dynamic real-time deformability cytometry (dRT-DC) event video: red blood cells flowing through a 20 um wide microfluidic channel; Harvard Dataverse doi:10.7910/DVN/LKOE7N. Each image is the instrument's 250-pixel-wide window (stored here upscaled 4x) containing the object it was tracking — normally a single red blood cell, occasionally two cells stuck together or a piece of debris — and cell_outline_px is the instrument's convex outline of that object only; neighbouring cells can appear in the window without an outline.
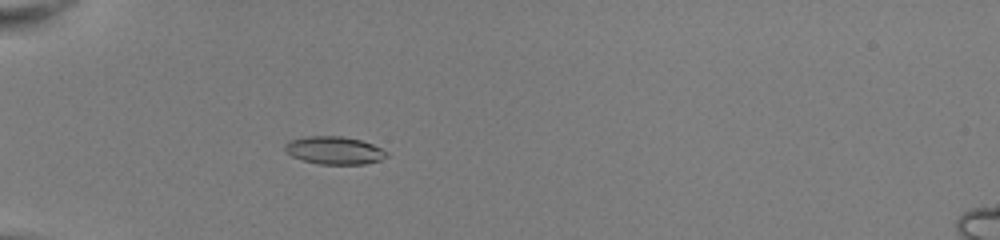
{"species": "common noctule bat (a hibernating species)", "species_latin": "Nyctalus noctula", "temperature_condition": "room temperature", "stored_images_in_passage": 46, "camera_frame_rate_fps": 3000, "um_per_image_px": 0.085, "animal": {"sex": "female", "body_mass_g": 22.0, "forearm_length_mm": 56.7}, "frame": {"image": 1, "passage_image": 12, "time_ms": 3.667, "image_size_px": [1000, 240], "cell_outline_px": [[388, 156], [380, 160], [364, 164], [320, 164], [304, 160], [292, 156], [284, 152], [284, 144], [292, 140], [304, 136], [340, 136], [360, 140], [372, 144], [388, 152]], "centroid_in_image_um": [28.4, 12.78], "position_along_channel_um": 56.6, "area_um2": 16.42}}
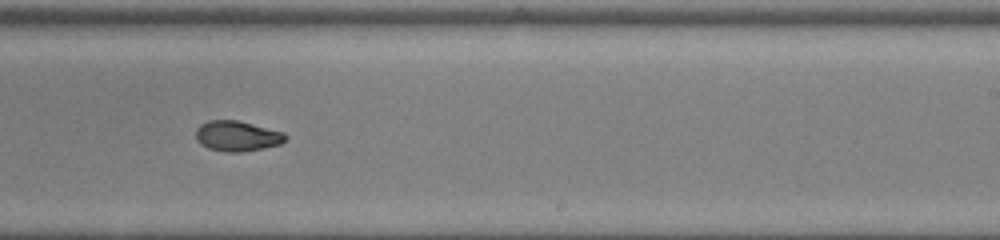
{"frame": {"image": 2, "passage_image": 29, "time_ms": 9.333, "image_size_px": [1000, 240], "cell_outline_px": [[288, 140], [280, 144], [264, 148], [240, 152], [224, 152], [208, 148], [200, 144], [196, 140], [196, 128], [200, 124], [208, 120], [236, 120], [284, 132], [288, 136]], "centroid_in_image_um": [20.16, 11.57], "position_along_channel_um": 268.8, "area_um2": 16.01}}
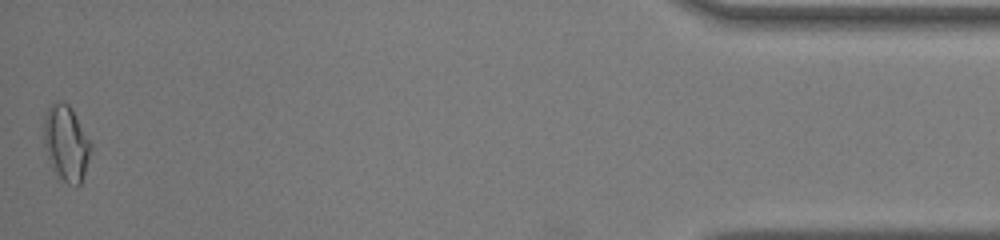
{"frame": {"image": 3, "passage_image": 46, "time_ms": 15.0, "image_size_px": [1000, 240], "cell_outline_px": [[92, 148], [80, 184], [76, 188], [68, 184], [52, 168], [44, 144], [44, 116], [48, 108], [56, 100], [60, 100], [68, 104], [92, 144]], "centroid_in_image_um": [5.62, 12.16], "position_along_channel_um": 429.6, "area_um2": 20.35}, "authors_computed_cell_mechanics": {"area_um2": 16.4152, "velocity_mm_per_s": 4.0605, "shape_relaxation_time_tau1_ms": 10.9785, "shape_relaxation_time_tau2_ms": 2.2197, "deformation_change_tau1": 0.2493, "deformation_change_tau2": 0.0632}}